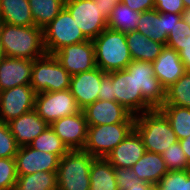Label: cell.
I'll return each instance as SVG.
<instances>
[{"mask_svg": "<svg viewBox=\"0 0 190 190\" xmlns=\"http://www.w3.org/2000/svg\"><path fill=\"white\" fill-rule=\"evenodd\" d=\"M131 169L138 179L153 185H156L168 172L161 154L149 151H146Z\"/></svg>", "mask_w": 190, "mask_h": 190, "instance_id": "obj_24", "label": "cell"}, {"mask_svg": "<svg viewBox=\"0 0 190 190\" xmlns=\"http://www.w3.org/2000/svg\"><path fill=\"white\" fill-rule=\"evenodd\" d=\"M43 37L47 54L88 40L65 7L43 28Z\"/></svg>", "mask_w": 190, "mask_h": 190, "instance_id": "obj_6", "label": "cell"}, {"mask_svg": "<svg viewBox=\"0 0 190 190\" xmlns=\"http://www.w3.org/2000/svg\"><path fill=\"white\" fill-rule=\"evenodd\" d=\"M190 42V25L182 18L175 23L173 29L168 34L166 46L175 49L178 53L182 46Z\"/></svg>", "mask_w": 190, "mask_h": 190, "instance_id": "obj_34", "label": "cell"}, {"mask_svg": "<svg viewBox=\"0 0 190 190\" xmlns=\"http://www.w3.org/2000/svg\"><path fill=\"white\" fill-rule=\"evenodd\" d=\"M88 126L135 123V116L116 101L96 100L83 109Z\"/></svg>", "mask_w": 190, "mask_h": 190, "instance_id": "obj_15", "label": "cell"}, {"mask_svg": "<svg viewBox=\"0 0 190 190\" xmlns=\"http://www.w3.org/2000/svg\"><path fill=\"white\" fill-rule=\"evenodd\" d=\"M90 190H118L113 166L106 158L96 157L90 168Z\"/></svg>", "mask_w": 190, "mask_h": 190, "instance_id": "obj_26", "label": "cell"}, {"mask_svg": "<svg viewBox=\"0 0 190 190\" xmlns=\"http://www.w3.org/2000/svg\"><path fill=\"white\" fill-rule=\"evenodd\" d=\"M154 4L161 13L182 14L185 10L183 0H154Z\"/></svg>", "mask_w": 190, "mask_h": 190, "instance_id": "obj_39", "label": "cell"}, {"mask_svg": "<svg viewBox=\"0 0 190 190\" xmlns=\"http://www.w3.org/2000/svg\"><path fill=\"white\" fill-rule=\"evenodd\" d=\"M140 12L134 11L119 1L107 19V27L111 30L128 33L136 31L140 20Z\"/></svg>", "mask_w": 190, "mask_h": 190, "instance_id": "obj_27", "label": "cell"}, {"mask_svg": "<svg viewBox=\"0 0 190 190\" xmlns=\"http://www.w3.org/2000/svg\"><path fill=\"white\" fill-rule=\"evenodd\" d=\"M71 75L53 54L33 60L30 86L36 93L69 89Z\"/></svg>", "mask_w": 190, "mask_h": 190, "instance_id": "obj_5", "label": "cell"}, {"mask_svg": "<svg viewBox=\"0 0 190 190\" xmlns=\"http://www.w3.org/2000/svg\"><path fill=\"white\" fill-rule=\"evenodd\" d=\"M152 64L155 76L165 89L174 84L187 71L179 53L167 46L162 49Z\"/></svg>", "mask_w": 190, "mask_h": 190, "instance_id": "obj_21", "label": "cell"}, {"mask_svg": "<svg viewBox=\"0 0 190 190\" xmlns=\"http://www.w3.org/2000/svg\"><path fill=\"white\" fill-rule=\"evenodd\" d=\"M95 158L83 150H70L60 158L58 190H90V168Z\"/></svg>", "mask_w": 190, "mask_h": 190, "instance_id": "obj_4", "label": "cell"}, {"mask_svg": "<svg viewBox=\"0 0 190 190\" xmlns=\"http://www.w3.org/2000/svg\"><path fill=\"white\" fill-rule=\"evenodd\" d=\"M0 38L8 57L34 60L47 54L43 29L33 26H15L0 22Z\"/></svg>", "mask_w": 190, "mask_h": 190, "instance_id": "obj_1", "label": "cell"}, {"mask_svg": "<svg viewBox=\"0 0 190 190\" xmlns=\"http://www.w3.org/2000/svg\"><path fill=\"white\" fill-rule=\"evenodd\" d=\"M18 148L8 123L0 121V158H15Z\"/></svg>", "mask_w": 190, "mask_h": 190, "instance_id": "obj_37", "label": "cell"}, {"mask_svg": "<svg viewBox=\"0 0 190 190\" xmlns=\"http://www.w3.org/2000/svg\"><path fill=\"white\" fill-rule=\"evenodd\" d=\"M33 61L6 56L0 61V91L30 85Z\"/></svg>", "mask_w": 190, "mask_h": 190, "instance_id": "obj_20", "label": "cell"}, {"mask_svg": "<svg viewBox=\"0 0 190 190\" xmlns=\"http://www.w3.org/2000/svg\"><path fill=\"white\" fill-rule=\"evenodd\" d=\"M182 14L161 13L156 9L141 12L136 31L166 46L168 34Z\"/></svg>", "mask_w": 190, "mask_h": 190, "instance_id": "obj_14", "label": "cell"}, {"mask_svg": "<svg viewBox=\"0 0 190 190\" xmlns=\"http://www.w3.org/2000/svg\"><path fill=\"white\" fill-rule=\"evenodd\" d=\"M157 190H187V170L168 171L156 184Z\"/></svg>", "mask_w": 190, "mask_h": 190, "instance_id": "obj_36", "label": "cell"}, {"mask_svg": "<svg viewBox=\"0 0 190 190\" xmlns=\"http://www.w3.org/2000/svg\"><path fill=\"white\" fill-rule=\"evenodd\" d=\"M92 41L96 67L105 73L123 70L132 61L125 33L106 28Z\"/></svg>", "mask_w": 190, "mask_h": 190, "instance_id": "obj_3", "label": "cell"}, {"mask_svg": "<svg viewBox=\"0 0 190 190\" xmlns=\"http://www.w3.org/2000/svg\"><path fill=\"white\" fill-rule=\"evenodd\" d=\"M182 151L184 152L187 162L190 165V135L184 139L179 140Z\"/></svg>", "mask_w": 190, "mask_h": 190, "instance_id": "obj_45", "label": "cell"}, {"mask_svg": "<svg viewBox=\"0 0 190 190\" xmlns=\"http://www.w3.org/2000/svg\"><path fill=\"white\" fill-rule=\"evenodd\" d=\"M128 190H157L156 185L147 183V182H141L138 184H131L128 186Z\"/></svg>", "mask_w": 190, "mask_h": 190, "instance_id": "obj_44", "label": "cell"}, {"mask_svg": "<svg viewBox=\"0 0 190 190\" xmlns=\"http://www.w3.org/2000/svg\"><path fill=\"white\" fill-rule=\"evenodd\" d=\"M37 114L48 124L81 111L69 89L57 92H40L36 94Z\"/></svg>", "mask_w": 190, "mask_h": 190, "instance_id": "obj_9", "label": "cell"}, {"mask_svg": "<svg viewBox=\"0 0 190 190\" xmlns=\"http://www.w3.org/2000/svg\"><path fill=\"white\" fill-rule=\"evenodd\" d=\"M121 2L140 13L155 9L154 0H121Z\"/></svg>", "mask_w": 190, "mask_h": 190, "instance_id": "obj_40", "label": "cell"}, {"mask_svg": "<svg viewBox=\"0 0 190 190\" xmlns=\"http://www.w3.org/2000/svg\"><path fill=\"white\" fill-rule=\"evenodd\" d=\"M115 180L118 185V190H128V186L131 184H138L142 181L137 178V175L132 169H125L122 167L114 168Z\"/></svg>", "mask_w": 190, "mask_h": 190, "instance_id": "obj_38", "label": "cell"}, {"mask_svg": "<svg viewBox=\"0 0 190 190\" xmlns=\"http://www.w3.org/2000/svg\"><path fill=\"white\" fill-rule=\"evenodd\" d=\"M17 178L15 158H0V190L14 189Z\"/></svg>", "mask_w": 190, "mask_h": 190, "instance_id": "obj_35", "label": "cell"}, {"mask_svg": "<svg viewBox=\"0 0 190 190\" xmlns=\"http://www.w3.org/2000/svg\"><path fill=\"white\" fill-rule=\"evenodd\" d=\"M64 7L88 40H93L107 27V18L94 0H65Z\"/></svg>", "mask_w": 190, "mask_h": 190, "instance_id": "obj_10", "label": "cell"}, {"mask_svg": "<svg viewBox=\"0 0 190 190\" xmlns=\"http://www.w3.org/2000/svg\"><path fill=\"white\" fill-rule=\"evenodd\" d=\"M134 129L141 136L146 151L149 152L162 154L179 141L169 120L159 109L135 116Z\"/></svg>", "mask_w": 190, "mask_h": 190, "instance_id": "obj_2", "label": "cell"}, {"mask_svg": "<svg viewBox=\"0 0 190 190\" xmlns=\"http://www.w3.org/2000/svg\"><path fill=\"white\" fill-rule=\"evenodd\" d=\"M187 190H190V169H187Z\"/></svg>", "mask_w": 190, "mask_h": 190, "instance_id": "obj_48", "label": "cell"}, {"mask_svg": "<svg viewBox=\"0 0 190 190\" xmlns=\"http://www.w3.org/2000/svg\"><path fill=\"white\" fill-rule=\"evenodd\" d=\"M11 134L19 147L29 145L48 124L33 109L8 122Z\"/></svg>", "mask_w": 190, "mask_h": 190, "instance_id": "obj_22", "label": "cell"}, {"mask_svg": "<svg viewBox=\"0 0 190 190\" xmlns=\"http://www.w3.org/2000/svg\"><path fill=\"white\" fill-rule=\"evenodd\" d=\"M53 55L71 76L96 68L92 40L65 46Z\"/></svg>", "mask_w": 190, "mask_h": 190, "instance_id": "obj_13", "label": "cell"}, {"mask_svg": "<svg viewBox=\"0 0 190 190\" xmlns=\"http://www.w3.org/2000/svg\"><path fill=\"white\" fill-rule=\"evenodd\" d=\"M163 105H176L190 109V70L166 89V100Z\"/></svg>", "mask_w": 190, "mask_h": 190, "instance_id": "obj_32", "label": "cell"}, {"mask_svg": "<svg viewBox=\"0 0 190 190\" xmlns=\"http://www.w3.org/2000/svg\"><path fill=\"white\" fill-rule=\"evenodd\" d=\"M0 22L15 26H33L28 0H0Z\"/></svg>", "mask_w": 190, "mask_h": 190, "instance_id": "obj_25", "label": "cell"}, {"mask_svg": "<svg viewBox=\"0 0 190 190\" xmlns=\"http://www.w3.org/2000/svg\"><path fill=\"white\" fill-rule=\"evenodd\" d=\"M36 94L30 85L0 91V121L8 123L33 110Z\"/></svg>", "mask_w": 190, "mask_h": 190, "instance_id": "obj_12", "label": "cell"}, {"mask_svg": "<svg viewBox=\"0 0 190 190\" xmlns=\"http://www.w3.org/2000/svg\"><path fill=\"white\" fill-rule=\"evenodd\" d=\"M134 129V123L88 126L83 151L93 157L106 158Z\"/></svg>", "mask_w": 190, "mask_h": 190, "instance_id": "obj_7", "label": "cell"}, {"mask_svg": "<svg viewBox=\"0 0 190 190\" xmlns=\"http://www.w3.org/2000/svg\"><path fill=\"white\" fill-rule=\"evenodd\" d=\"M159 110L169 120L178 140L190 135V109L176 105H162Z\"/></svg>", "mask_w": 190, "mask_h": 190, "instance_id": "obj_29", "label": "cell"}, {"mask_svg": "<svg viewBox=\"0 0 190 190\" xmlns=\"http://www.w3.org/2000/svg\"><path fill=\"white\" fill-rule=\"evenodd\" d=\"M108 74L113 78L112 101L121 104L134 116L153 110L143 99L141 89H137L133 73L123 69Z\"/></svg>", "mask_w": 190, "mask_h": 190, "instance_id": "obj_8", "label": "cell"}, {"mask_svg": "<svg viewBox=\"0 0 190 190\" xmlns=\"http://www.w3.org/2000/svg\"><path fill=\"white\" fill-rule=\"evenodd\" d=\"M125 36L132 60L154 62L165 47L137 31L128 32Z\"/></svg>", "mask_w": 190, "mask_h": 190, "instance_id": "obj_23", "label": "cell"}, {"mask_svg": "<svg viewBox=\"0 0 190 190\" xmlns=\"http://www.w3.org/2000/svg\"><path fill=\"white\" fill-rule=\"evenodd\" d=\"M125 70L133 73L137 89H141L143 99L153 109H159L165 103L166 89L155 76L152 62L132 60Z\"/></svg>", "mask_w": 190, "mask_h": 190, "instance_id": "obj_11", "label": "cell"}, {"mask_svg": "<svg viewBox=\"0 0 190 190\" xmlns=\"http://www.w3.org/2000/svg\"><path fill=\"white\" fill-rule=\"evenodd\" d=\"M15 190H58L56 172H36L18 176Z\"/></svg>", "mask_w": 190, "mask_h": 190, "instance_id": "obj_30", "label": "cell"}, {"mask_svg": "<svg viewBox=\"0 0 190 190\" xmlns=\"http://www.w3.org/2000/svg\"><path fill=\"white\" fill-rule=\"evenodd\" d=\"M112 83L113 78L108 73H106L101 80L100 90L98 94L99 100L112 101Z\"/></svg>", "mask_w": 190, "mask_h": 190, "instance_id": "obj_41", "label": "cell"}, {"mask_svg": "<svg viewBox=\"0 0 190 190\" xmlns=\"http://www.w3.org/2000/svg\"><path fill=\"white\" fill-rule=\"evenodd\" d=\"M185 9H190V0H183Z\"/></svg>", "mask_w": 190, "mask_h": 190, "instance_id": "obj_49", "label": "cell"}, {"mask_svg": "<svg viewBox=\"0 0 190 190\" xmlns=\"http://www.w3.org/2000/svg\"><path fill=\"white\" fill-rule=\"evenodd\" d=\"M69 150H83L87 139V121L83 110L62 117L50 124Z\"/></svg>", "mask_w": 190, "mask_h": 190, "instance_id": "obj_16", "label": "cell"}, {"mask_svg": "<svg viewBox=\"0 0 190 190\" xmlns=\"http://www.w3.org/2000/svg\"><path fill=\"white\" fill-rule=\"evenodd\" d=\"M29 146L41 152L57 155L59 158H62L70 151L50 125Z\"/></svg>", "mask_w": 190, "mask_h": 190, "instance_id": "obj_31", "label": "cell"}, {"mask_svg": "<svg viewBox=\"0 0 190 190\" xmlns=\"http://www.w3.org/2000/svg\"><path fill=\"white\" fill-rule=\"evenodd\" d=\"M182 19L190 25V9H185L182 12Z\"/></svg>", "mask_w": 190, "mask_h": 190, "instance_id": "obj_46", "label": "cell"}, {"mask_svg": "<svg viewBox=\"0 0 190 190\" xmlns=\"http://www.w3.org/2000/svg\"><path fill=\"white\" fill-rule=\"evenodd\" d=\"M105 74L96 67L93 70L71 76L69 90L81 110L98 100L101 80Z\"/></svg>", "mask_w": 190, "mask_h": 190, "instance_id": "obj_18", "label": "cell"}, {"mask_svg": "<svg viewBox=\"0 0 190 190\" xmlns=\"http://www.w3.org/2000/svg\"><path fill=\"white\" fill-rule=\"evenodd\" d=\"M6 55L4 53V49H3V46H2V42H1V38H0V61L5 58Z\"/></svg>", "mask_w": 190, "mask_h": 190, "instance_id": "obj_47", "label": "cell"}, {"mask_svg": "<svg viewBox=\"0 0 190 190\" xmlns=\"http://www.w3.org/2000/svg\"><path fill=\"white\" fill-rule=\"evenodd\" d=\"M179 57L186 70H190V42L182 46V50L179 52Z\"/></svg>", "mask_w": 190, "mask_h": 190, "instance_id": "obj_43", "label": "cell"}, {"mask_svg": "<svg viewBox=\"0 0 190 190\" xmlns=\"http://www.w3.org/2000/svg\"><path fill=\"white\" fill-rule=\"evenodd\" d=\"M59 161L57 155L41 152L29 145L21 146L15 155L17 176L36 172H57Z\"/></svg>", "mask_w": 190, "mask_h": 190, "instance_id": "obj_17", "label": "cell"}, {"mask_svg": "<svg viewBox=\"0 0 190 190\" xmlns=\"http://www.w3.org/2000/svg\"><path fill=\"white\" fill-rule=\"evenodd\" d=\"M141 136L133 129L106 157L113 168L131 169L145 154Z\"/></svg>", "mask_w": 190, "mask_h": 190, "instance_id": "obj_19", "label": "cell"}, {"mask_svg": "<svg viewBox=\"0 0 190 190\" xmlns=\"http://www.w3.org/2000/svg\"><path fill=\"white\" fill-rule=\"evenodd\" d=\"M161 156L165 161L168 171H184L190 169V165L187 162L179 141L171 145Z\"/></svg>", "mask_w": 190, "mask_h": 190, "instance_id": "obj_33", "label": "cell"}, {"mask_svg": "<svg viewBox=\"0 0 190 190\" xmlns=\"http://www.w3.org/2000/svg\"><path fill=\"white\" fill-rule=\"evenodd\" d=\"M36 27L47 26L64 8L65 0H28Z\"/></svg>", "mask_w": 190, "mask_h": 190, "instance_id": "obj_28", "label": "cell"}, {"mask_svg": "<svg viewBox=\"0 0 190 190\" xmlns=\"http://www.w3.org/2000/svg\"><path fill=\"white\" fill-rule=\"evenodd\" d=\"M121 0H94L97 5H99V11L108 19L111 11L116 6V4Z\"/></svg>", "mask_w": 190, "mask_h": 190, "instance_id": "obj_42", "label": "cell"}]
</instances>
